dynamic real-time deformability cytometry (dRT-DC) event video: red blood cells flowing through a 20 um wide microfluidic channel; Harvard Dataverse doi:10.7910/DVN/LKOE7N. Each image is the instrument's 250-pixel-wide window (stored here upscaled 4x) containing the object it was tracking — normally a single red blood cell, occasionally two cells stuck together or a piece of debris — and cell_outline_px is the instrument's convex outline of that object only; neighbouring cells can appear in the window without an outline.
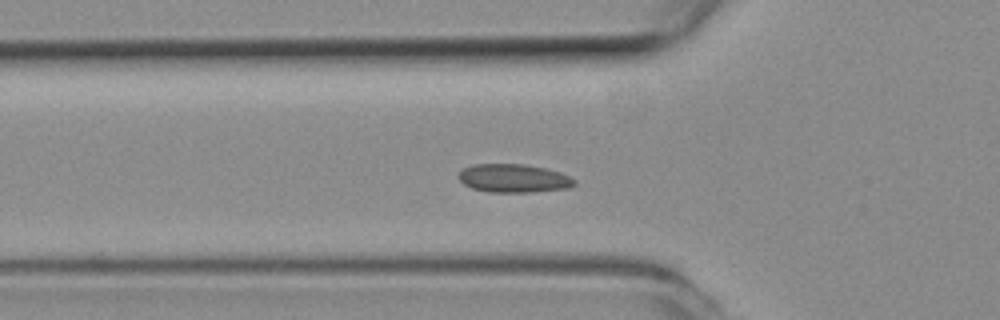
{"species": "common noctule bat (a hibernating species)", "species_latin": "Nyctalus noctula", "temperature_condition": "room temperature", "stored_images_in_passage": 32, "camera_frame_rate_fps": 3000, "um_per_image_px": 0.085, "animal": {"sex": "female", "body_mass_g": 19.3, "forearm_length_mm": 54.1}, "frame": {"image": 1, "passage_image": 2, "time_ms": 0.333, "image_size_px": [1000, 320], "cell_outline_px": [[576, 184], [568, 188], [532, 192], [488, 192], [472, 188], [464, 184], [456, 176], [456, 172], [472, 164], [524, 164], [544, 168], [560, 172], [576, 180]], "centroid_in_image_um": [43.62, 15.15], "position_along_channel_um": 82.2, "area_um2": 19.31}}
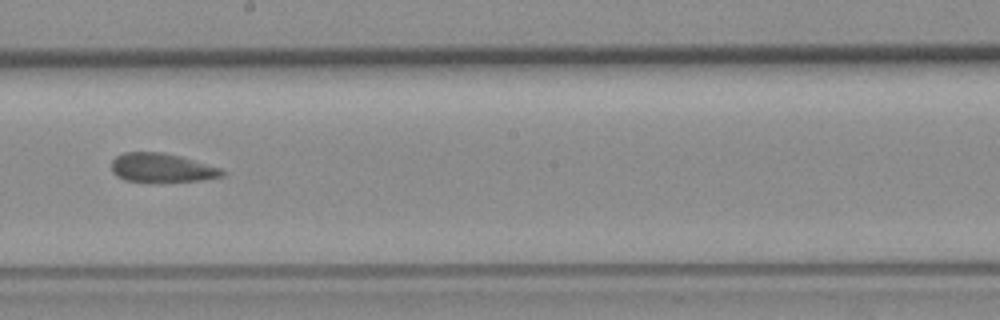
{"frame": {"image": 2, "passage_image": 14, "time_ms": 4.333, "image_size_px": [1000, 320], "cell_outline_px": [[228, 172], [224, 176], [204, 180], [124, 180], [116, 176], [112, 172], [112, 160], [116, 156], [124, 152], [164, 152], [180, 156], [220, 168]], "centroid_in_image_um": [13.76, 14.23], "position_along_channel_um": 234.4, "area_um2": 18.26}}
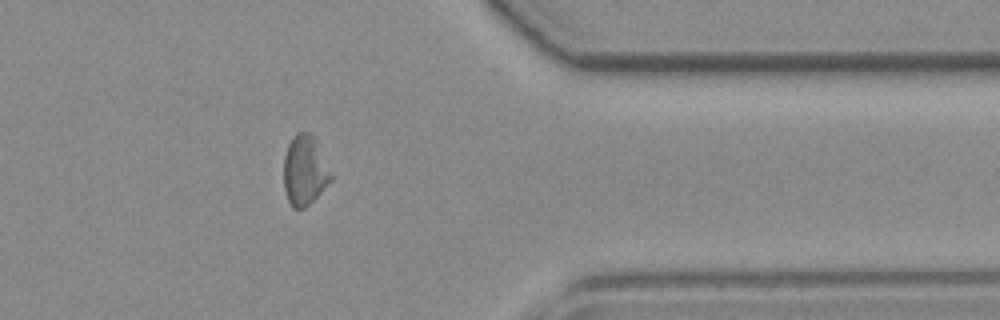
{"frame": {"image": 3, "passage_image": 27, "time_ms": 8.667, "image_size_px": [1000, 320], "cell_outline_px": [[332, 180], [304, 208], [292, 208], [288, 200], [284, 188], [284, 156], [288, 144], [292, 136], [296, 132], [308, 132], [316, 140], [332, 176]], "centroid_in_image_um": [25.87, 14.47], "position_along_channel_um": 385.5, "area_um2": 18.96}, "authors_computed_cell_mechanics": {"area_um2": 19.2474, "velocity_mm_per_s": 3.8478, "shape_relaxation_time_tau1_ms": null, "shape_relaxation_time_tau2_ms": 3.8044, "deformation_change_tau1": null, "deformation_change_tau2": 0.0813}}